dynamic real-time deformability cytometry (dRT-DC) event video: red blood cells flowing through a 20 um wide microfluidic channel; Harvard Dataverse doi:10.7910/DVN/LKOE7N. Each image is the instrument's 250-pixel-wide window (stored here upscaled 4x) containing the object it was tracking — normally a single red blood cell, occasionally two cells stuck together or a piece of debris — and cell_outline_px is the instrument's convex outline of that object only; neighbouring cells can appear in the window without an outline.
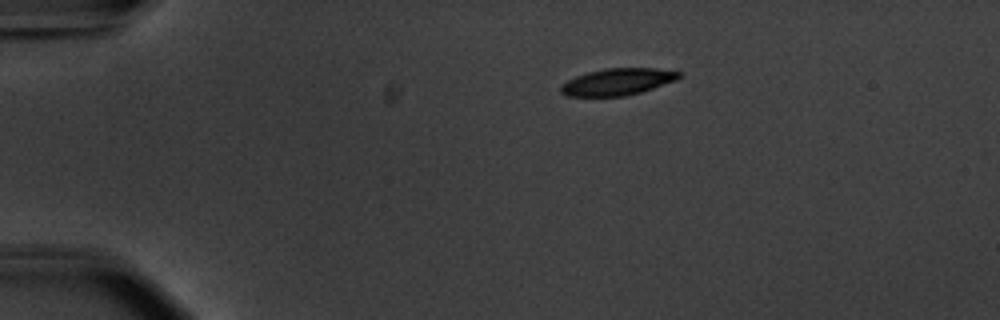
{"species": "common noctule bat (a hibernating species)", "species_latin": "Nyctalus noctula", "temperature_condition": "warm", "stored_images_in_passage": 45, "camera_frame_rate_fps": 3000, "um_per_image_px": 0.085, "animal": {"sex": "male", "body_mass_g": 20.1, "forearm_length_mm": 53.5}, "frame": {"image": 1, "passage_image": 1, "time_ms": 0.0, "image_size_px": [1000, 320], "cell_outline_px": [[680, 76], [676, 80], [640, 92], [624, 96], [564, 96], [560, 92], [560, 88], [568, 80], [576, 76], [588, 72], [604, 68], [656, 68], [680, 72]], "centroid_in_image_um": [52.47, 6.95], "position_along_channel_um": 32.5, "area_um2": 18.26}}
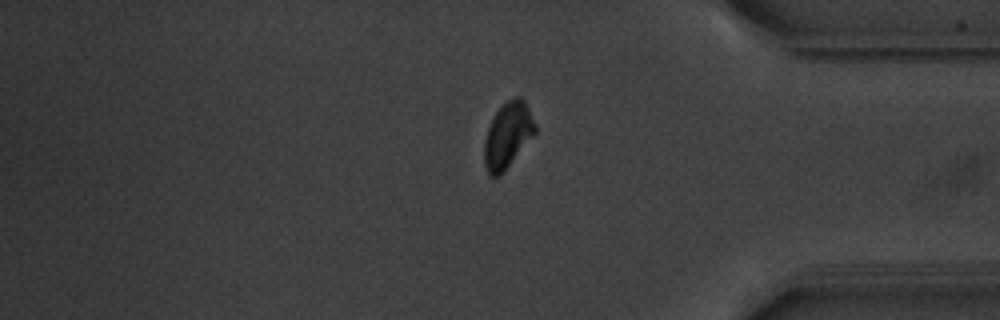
{"frame": {"image": 2, "passage_image": 36, "time_ms": 11.667, "image_size_px": [1000, 320], "cell_outline_px": [[536, 132], [504, 172], [500, 176], [488, 176], [484, 164], [484, 140], [488, 128], [496, 112], [508, 100], [516, 96], [520, 96], [524, 100], [536, 124]], "centroid_in_image_um": [43.15, 11.52], "position_along_channel_um": 392.1, "area_um2": 19.36}}
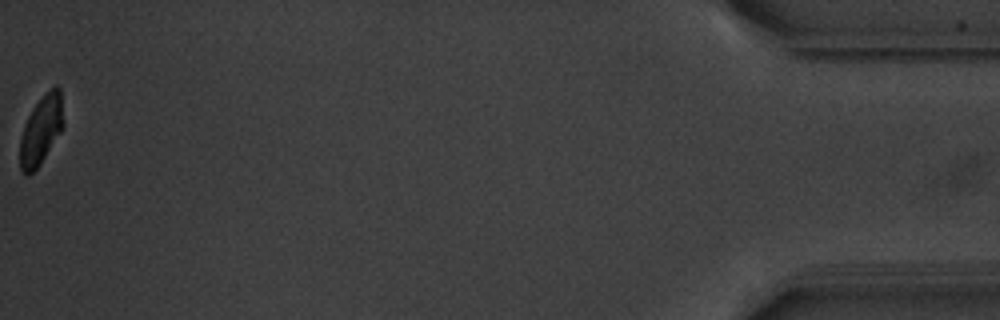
{"frame": {"image": 3, "passage_image": 45, "time_ms": 14.667, "image_size_px": [1000, 320], "cell_outline_px": [[64, 128], [40, 164], [28, 176], [24, 176], [20, 168], [20, 140], [24, 124], [32, 108], [56, 84], [60, 88], [64, 124]], "centroid_in_image_um": [3.5, 11.09], "position_along_channel_um": 431.7, "area_um2": 17.4}, "authors_computed_cell_mechanics": {"area_um2": 19.652, "velocity_mm_per_s": 3.7353, "shape_relaxation_time_tau1_ms": 2.4661, "shape_relaxation_time_tau2_ms": 6.1582, "deformation_change_tau1": 0.1336, "deformation_change_tau2": 0.101}}